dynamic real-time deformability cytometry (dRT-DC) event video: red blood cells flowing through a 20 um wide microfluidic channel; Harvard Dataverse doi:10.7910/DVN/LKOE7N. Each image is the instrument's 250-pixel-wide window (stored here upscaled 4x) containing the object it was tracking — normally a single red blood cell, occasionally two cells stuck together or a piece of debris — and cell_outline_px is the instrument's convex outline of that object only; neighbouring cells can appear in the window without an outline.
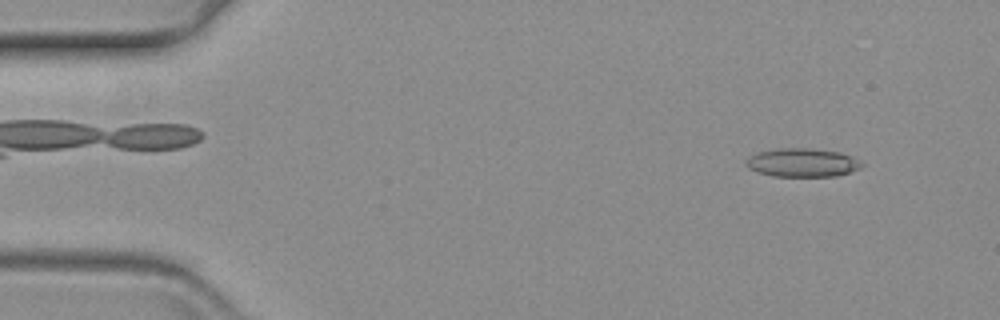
{"species": "common noctule bat (a hibernating species)", "species_latin": "Nyctalus noctula", "temperature_condition": "warm", "stored_images_in_passage": 60, "camera_frame_rate_fps": 3000, "um_per_image_px": 0.085, "animal": {"sex": "female", "body_mass_g": 19.3, "forearm_length_mm": 54.1}, "frame": {"image": 1, "passage_image": 5, "time_ms": 1.333, "image_size_px": [1000, 320], "cell_outline_px": [[864, 164], [860, 168], [836, 176], [772, 176], [748, 168], [748, 160], [752, 156], [760, 152], [776, 148], [808, 148], [840, 152]], "centroid_in_image_um": [68.21, 13.82], "position_along_channel_um": 16.8, "area_um2": 18.73}}
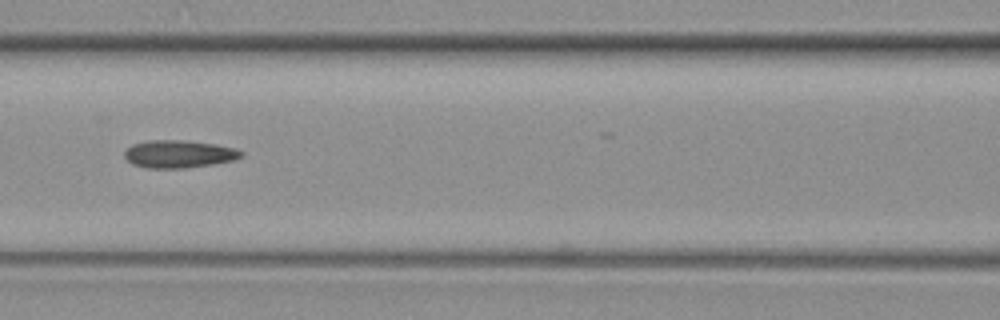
{"frame": {"image": 2, "passage_image": 26, "time_ms": 8.333, "image_size_px": [1000, 320], "cell_outline_px": [[244, 156], [232, 160], [212, 164], [184, 168], [148, 168], [132, 164], [124, 156], [124, 152], [132, 144], [148, 140], [180, 140], [216, 144], [236, 148], [244, 152]], "centroid_in_image_um": [15.21, 13.08], "position_along_channel_um": 151.4, "area_um2": 18.79}}
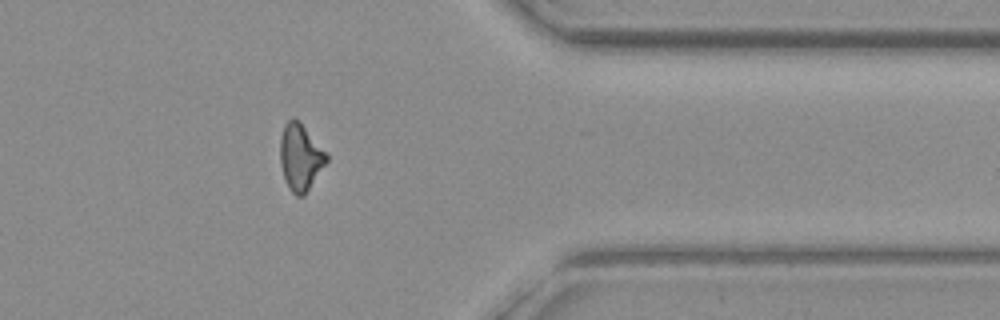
{"frame": {"image": 3, "passage_image": 48, "time_ms": 15.667, "image_size_px": [1000, 320], "cell_outline_px": [[328, 160], [304, 196], [296, 196], [292, 192], [284, 176], [280, 164], [280, 136], [284, 124], [292, 116], [300, 120], [328, 152]], "centroid_in_image_um": [25.55, 13.29], "position_along_channel_um": 385.9, "area_um2": 18.32}}